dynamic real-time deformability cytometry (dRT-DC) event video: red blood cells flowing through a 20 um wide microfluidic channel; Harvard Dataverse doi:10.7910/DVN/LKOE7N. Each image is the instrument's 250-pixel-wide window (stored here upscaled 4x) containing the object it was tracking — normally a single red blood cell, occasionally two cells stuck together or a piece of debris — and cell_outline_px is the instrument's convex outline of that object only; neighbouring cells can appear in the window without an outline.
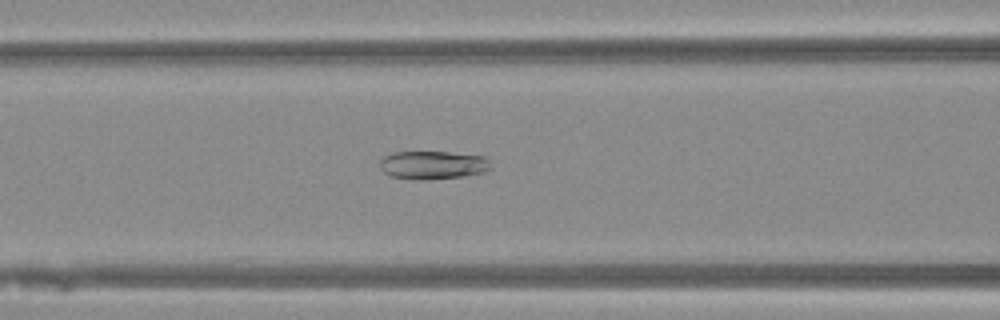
{"species": "Egyptian fruit bat (a non-hibernating species)", "species_latin": "Rousettus aegyptiacus", "temperature_condition": "warm", "stored_images_in_passage": 44, "camera_frame_rate_fps": 3000, "um_per_image_px": 0.085, "animal": {"sex": "female"}, "frame": {"image": 1, "passage_image": 15, "time_ms": 4.667, "image_size_px": [1000, 320], "cell_outline_px": [[492, 168], [484, 172], [464, 176], [420, 180], [392, 176], [384, 172], [380, 168], [380, 160], [384, 156], [392, 152], [448, 152], [484, 156], [488, 160]], "centroid_in_image_um": [36.79, 14.02], "position_along_channel_um": 129.8, "area_um2": 18.21}}
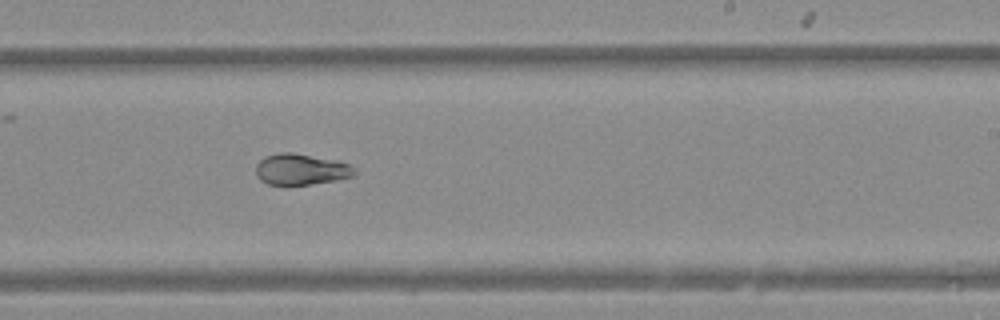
{"frame": {"image": 2, "passage_image": 25, "time_ms": 8.0, "image_size_px": [1000, 320], "cell_outline_px": [[356, 176], [336, 180], [308, 184], [268, 184], [260, 180], [256, 176], [256, 164], [264, 156], [280, 152], [292, 152], [340, 160], [348, 164], [356, 172]], "centroid_in_image_um": [25.58, 14.37], "position_along_channel_um": 263.4, "area_um2": 17.98}}
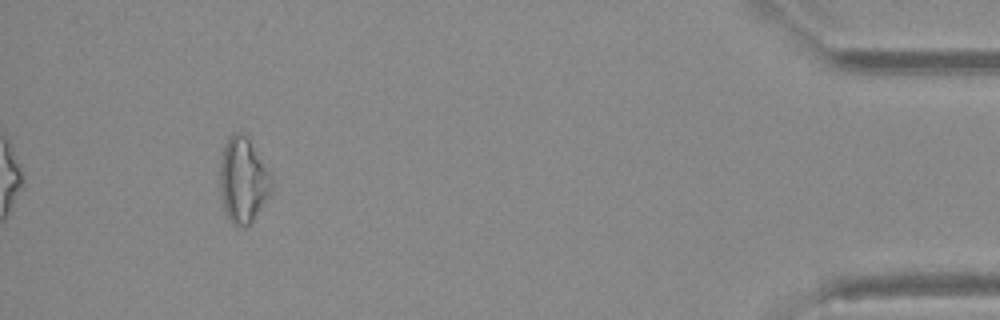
{"frame": {"image": 3, "passage_image": 41, "time_ms": 13.333, "image_size_px": [1000, 320], "cell_outline_px": [[272, 188], [252, 220], [248, 224], [232, 224], [224, 208], [220, 188], [220, 160], [224, 144], [228, 136], [232, 132], [248, 132], [268, 172], [272, 184]], "centroid_in_image_um": [20.63, 15.18], "position_along_channel_um": 414.6, "area_um2": 25.32}}